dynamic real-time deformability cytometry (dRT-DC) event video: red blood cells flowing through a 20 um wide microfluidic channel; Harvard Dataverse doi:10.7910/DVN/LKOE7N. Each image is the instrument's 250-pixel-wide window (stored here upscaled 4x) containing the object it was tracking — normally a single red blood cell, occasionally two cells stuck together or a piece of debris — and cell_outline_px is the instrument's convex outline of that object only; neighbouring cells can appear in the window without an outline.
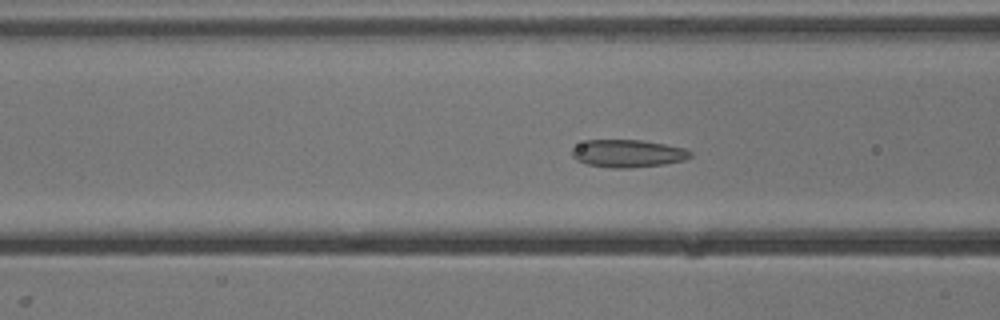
{"species": "common noctule bat (a hibernating species)", "species_latin": "Nyctalus noctula", "temperature_condition": "cold", "stored_images_in_passage": 54, "camera_frame_rate_fps": 3000, "um_per_image_px": 0.085, "animal": {"sex": "male", "body_mass_g": 13.3}, "frame": {"image": 1, "passage_image": 21, "time_ms": 6.667, "image_size_px": [1000, 320], "cell_outline_px": [[692, 156], [684, 160], [664, 164], [628, 168], [612, 168], [588, 164], [576, 160], [572, 156], [572, 148], [588, 140], [640, 140], [664, 144], [684, 148], [692, 152]], "centroid_in_image_um": [53.37, 13.05], "position_along_channel_um": 113.2, "area_um2": 18.9}}
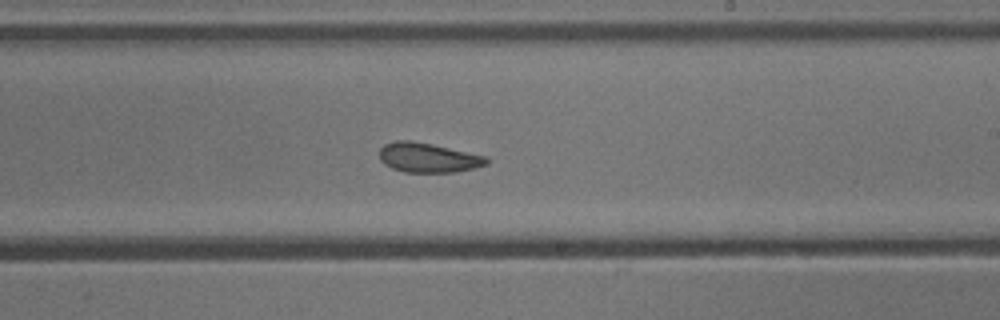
{"frame": {"image": 2, "passage_image": 32, "time_ms": 10.333, "image_size_px": [1000, 320], "cell_outline_px": [[488, 164], [456, 172], [404, 172], [392, 168], [384, 164], [380, 160], [380, 148], [384, 144], [396, 140], [408, 140], [488, 156]], "centroid_in_image_um": [36.37, 13.41], "position_along_channel_um": 252.6, "area_um2": 18.26}}
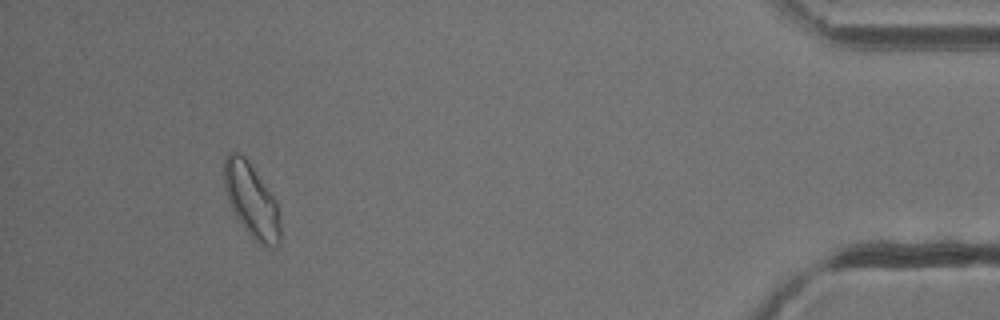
{"frame": {"image": 3, "passage_image": 50, "time_ms": 16.333, "image_size_px": [1000, 320], "cell_outline_px": [[280, 244], [276, 248], [268, 248], [260, 244], [248, 232], [236, 216], [228, 200], [224, 184], [224, 156], [228, 152], [236, 152], [244, 156], [248, 160], [276, 200], [280, 220]], "centroid_in_image_um": [21.39, 17.04], "position_along_channel_um": 413.8, "area_um2": 24.1}, "authors_computed_cell_mechanics": {"area_um2": 20.2011, "velocity_mm_per_s": 3.8056, "shape_relaxation_time_tau1_ms": null, "shape_relaxation_time_tau2_ms": 1.8752, "deformation_change_tau1": null, "deformation_change_tau2": 0.0774}}